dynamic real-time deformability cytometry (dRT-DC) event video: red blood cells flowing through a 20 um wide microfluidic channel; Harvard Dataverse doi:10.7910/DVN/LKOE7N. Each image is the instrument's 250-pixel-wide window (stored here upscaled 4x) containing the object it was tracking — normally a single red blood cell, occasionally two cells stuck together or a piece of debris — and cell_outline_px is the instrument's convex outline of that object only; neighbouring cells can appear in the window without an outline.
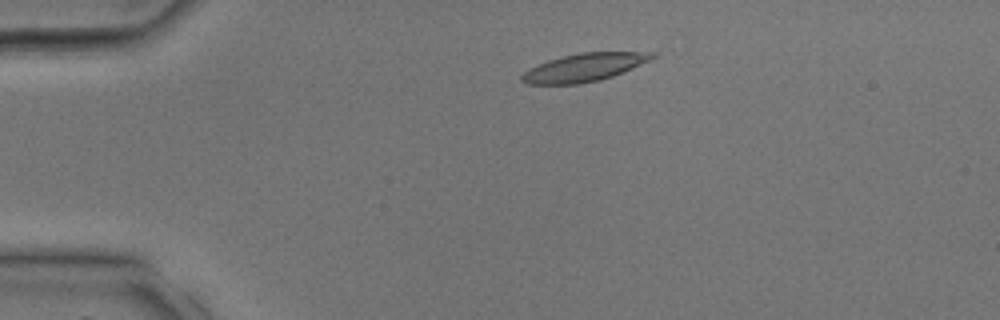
{"species": "common noctule bat (a hibernating species)", "species_latin": "Nyctalus noctula", "temperature_condition": "room temperature", "stored_images_in_passage": 15, "camera_frame_rate_fps": 3000, "um_per_image_px": 0.085, "animal": {"sex": "male", "body_mass_g": 17.9, "forearm_length_mm": 54.2}, "frame": {"image": 1, "passage_image": 5, "time_ms": 1.333, "image_size_px": [1000, 320], "cell_outline_px": [[656, 56], [652, 60], [612, 76], [600, 80], [580, 84], [524, 84], [520, 80], [520, 76], [528, 68], [548, 60], [580, 52], [656, 52]], "centroid_in_image_um": [49.64, 5.73], "position_along_channel_um": 35.4, "area_um2": 21.39}}
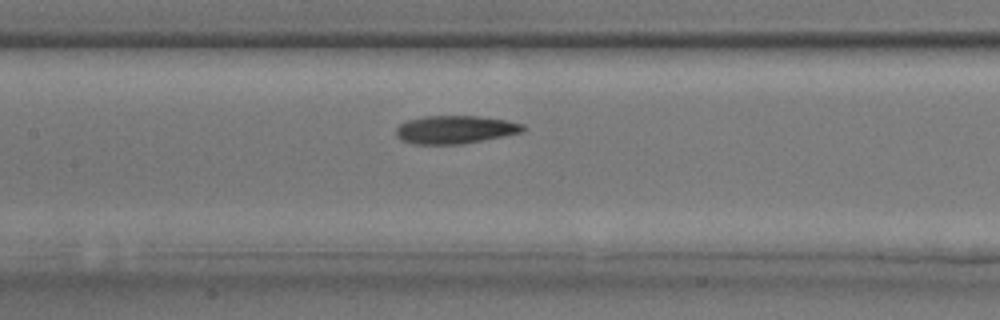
{"frame": {"image": 2, "passage_image": 14, "time_ms": 4.333, "image_size_px": [1000, 320], "cell_outline_px": [[528, 128], [524, 132], [484, 140], [460, 144], [412, 144], [400, 140], [396, 136], [396, 128], [400, 124], [408, 120], [424, 116], [480, 116], [508, 120], [524, 124]], "centroid_in_image_um": [38.72, 11.01], "position_along_channel_um": 168.7, "area_um2": 21.04}}